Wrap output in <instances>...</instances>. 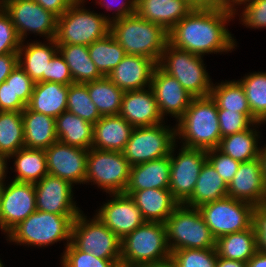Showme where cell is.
<instances>
[{
	"label": "cell",
	"mask_w": 266,
	"mask_h": 267,
	"mask_svg": "<svg viewBox=\"0 0 266 267\" xmlns=\"http://www.w3.org/2000/svg\"><path fill=\"white\" fill-rule=\"evenodd\" d=\"M0 267H4L2 260H0Z\"/></svg>",
	"instance_id": "03108f58"
},
{
	"label": "cell",
	"mask_w": 266,
	"mask_h": 267,
	"mask_svg": "<svg viewBox=\"0 0 266 267\" xmlns=\"http://www.w3.org/2000/svg\"><path fill=\"white\" fill-rule=\"evenodd\" d=\"M27 105L17 96L5 81L0 85V111L22 112Z\"/></svg>",
	"instance_id": "f907efd6"
},
{
	"label": "cell",
	"mask_w": 266,
	"mask_h": 267,
	"mask_svg": "<svg viewBox=\"0 0 266 267\" xmlns=\"http://www.w3.org/2000/svg\"><path fill=\"white\" fill-rule=\"evenodd\" d=\"M207 161L216 169L227 185L232 181L241 163L217 148L207 150Z\"/></svg>",
	"instance_id": "7dc6e473"
},
{
	"label": "cell",
	"mask_w": 266,
	"mask_h": 267,
	"mask_svg": "<svg viewBox=\"0 0 266 267\" xmlns=\"http://www.w3.org/2000/svg\"><path fill=\"white\" fill-rule=\"evenodd\" d=\"M45 151L48 174L74 184H85L87 149H81L60 141Z\"/></svg>",
	"instance_id": "e0dca14e"
},
{
	"label": "cell",
	"mask_w": 266,
	"mask_h": 267,
	"mask_svg": "<svg viewBox=\"0 0 266 267\" xmlns=\"http://www.w3.org/2000/svg\"><path fill=\"white\" fill-rule=\"evenodd\" d=\"M2 186H3V184H0V211H1V194H2Z\"/></svg>",
	"instance_id": "be15d7a7"
},
{
	"label": "cell",
	"mask_w": 266,
	"mask_h": 267,
	"mask_svg": "<svg viewBox=\"0 0 266 267\" xmlns=\"http://www.w3.org/2000/svg\"><path fill=\"white\" fill-rule=\"evenodd\" d=\"M137 267H176V265L173 259L169 257L162 261L147 263Z\"/></svg>",
	"instance_id": "94428289"
},
{
	"label": "cell",
	"mask_w": 266,
	"mask_h": 267,
	"mask_svg": "<svg viewBox=\"0 0 266 267\" xmlns=\"http://www.w3.org/2000/svg\"><path fill=\"white\" fill-rule=\"evenodd\" d=\"M217 239L223 235L244 231L253 225L257 209L252 203L225 197L198 208Z\"/></svg>",
	"instance_id": "7c38bea8"
},
{
	"label": "cell",
	"mask_w": 266,
	"mask_h": 267,
	"mask_svg": "<svg viewBox=\"0 0 266 267\" xmlns=\"http://www.w3.org/2000/svg\"><path fill=\"white\" fill-rule=\"evenodd\" d=\"M170 155L161 159L130 167L129 182L125 191L143 189H169Z\"/></svg>",
	"instance_id": "4316f807"
},
{
	"label": "cell",
	"mask_w": 266,
	"mask_h": 267,
	"mask_svg": "<svg viewBox=\"0 0 266 267\" xmlns=\"http://www.w3.org/2000/svg\"><path fill=\"white\" fill-rule=\"evenodd\" d=\"M21 42L9 14L0 5V55L18 53Z\"/></svg>",
	"instance_id": "f6af8a7d"
},
{
	"label": "cell",
	"mask_w": 266,
	"mask_h": 267,
	"mask_svg": "<svg viewBox=\"0 0 266 267\" xmlns=\"http://www.w3.org/2000/svg\"><path fill=\"white\" fill-rule=\"evenodd\" d=\"M61 256L62 267H118L112 260L100 259L93 254L81 251L71 242Z\"/></svg>",
	"instance_id": "7bdbcfd3"
},
{
	"label": "cell",
	"mask_w": 266,
	"mask_h": 267,
	"mask_svg": "<svg viewBox=\"0 0 266 267\" xmlns=\"http://www.w3.org/2000/svg\"><path fill=\"white\" fill-rule=\"evenodd\" d=\"M90 99L101 116L119 115L124 90L117 87L107 77L87 83Z\"/></svg>",
	"instance_id": "8d00e7d4"
},
{
	"label": "cell",
	"mask_w": 266,
	"mask_h": 267,
	"mask_svg": "<svg viewBox=\"0 0 266 267\" xmlns=\"http://www.w3.org/2000/svg\"><path fill=\"white\" fill-rule=\"evenodd\" d=\"M157 65L174 77L192 97L211 94L213 81L208 75L203 56L178 49L168 42Z\"/></svg>",
	"instance_id": "52a82bcc"
},
{
	"label": "cell",
	"mask_w": 266,
	"mask_h": 267,
	"mask_svg": "<svg viewBox=\"0 0 266 267\" xmlns=\"http://www.w3.org/2000/svg\"><path fill=\"white\" fill-rule=\"evenodd\" d=\"M232 6L239 0H227Z\"/></svg>",
	"instance_id": "e7e4bbea"
},
{
	"label": "cell",
	"mask_w": 266,
	"mask_h": 267,
	"mask_svg": "<svg viewBox=\"0 0 266 267\" xmlns=\"http://www.w3.org/2000/svg\"><path fill=\"white\" fill-rule=\"evenodd\" d=\"M84 2L75 0L57 18L54 38L57 44L89 46L110 33L111 17L86 9Z\"/></svg>",
	"instance_id": "5b68a950"
},
{
	"label": "cell",
	"mask_w": 266,
	"mask_h": 267,
	"mask_svg": "<svg viewBox=\"0 0 266 267\" xmlns=\"http://www.w3.org/2000/svg\"><path fill=\"white\" fill-rule=\"evenodd\" d=\"M88 52L98 71L104 77H107L126 55L124 49L110 33L89 45Z\"/></svg>",
	"instance_id": "f35d334b"
},
{
	"label": "cell",
	"mask_w": 266,
	"mask_h": 267,
	"mask_svg": "<svg viewBox=\"0 0 266 267\" xmlns=\"http://www.w3.org/2000/svg\"><path fill=\"white\" fill-rule=\"evenodd\" d=\"M45 10L51 11L57 17L61 16L75 0H35Z\"/></svg>",
	"instance_id": "11a10c76"
},
{
	"label": "cell",
	"mask_w": 266,
	"mask_h": 267,
	"mask_svg": "<svg viewBox=\"0 0 266 267\" xmlns=\"http://www.w3.org/2000/svg\"><path fill=\"white\" fill-rule=\"evenodd\" d=\"M79 214H55L36 210L15 226L6 236L18 245L48 247L57 242H71L72 223Z\"/></svg>",
	"instance_id": "277c9868"
},
{
	"label": "cell",
	"mask_w": 266,
	"mask_h": 267,
	"mask_svg": "<svg viewBox=\"0 0 266 267\" xmlns=\"http://www.w3.org/2000/svg\"><path fill=\"white\" fill-rule=\"evenodd\" d=\"M194 8H223L232 7L227 0H190Z\"/></svg>",
	"instance_id": "9f6ffc18"
},
{
	"label": "cell",
	"mask_w": 266,
	"mask_h": 267,
	"mask_svg": "<svg viewBox=\"0 0 266 267\" xmlns=\"http://www.w3.org/2000/svg\"><path fill=\"white\" fill-rule=\"evenodd\" d=\"M228 197L252 203L255 207L266 206V185L260 158L242 162L228 184Z\"/></svg>",
	"instance_id": "d6986e66"
},
{
	"label": "cell",
	"mask_w": 266,
	"mask_h": 267,
	"mask_svg": "<svg viewBox=\"0 0 266 267\" xmlns=\"http://www.w3.org/2000/svg\"><path fill=\"white\" fill-rule=\"evenodd\" d=\"M2 186L0 230L8 234L36 209L35 187L32 183L10 180Z\"/></svg>",
	"instance_id": "9a60e30c"
},
{
	"label": "cell",
	"mask_w": 266,
	"mask_h": 267,
	"mask_svg": "<svg viewBox=\"0 0 266 267\" xmlns=\"http://www.w3.org/2000/svg\"><path fill=\"white\" fill-rule=\"evenodd\" d=\"M258 251L266 254V208H257L253 215Z\"/></svg>",
	"instance_id": "f5cc1de1"
},
{
	"label": "cell",
	"mask_w": 266,
	"mask_h": 267,
	"mask_svg": "<svg viewBox=\"0 0 266 267\" xmlns=\"http://www.w3.org/2000/svg\"><path fill=\"white\" fill-rule=\"evenodd\" d=\"M95 215L121 240L146 221L132 197L126 193H110Z\"/></svg>",
	"instance_id": "2e32d148"
},
{
	"label": "cell",
	"mask_w": 266,
	"mask_h": 267,
	"mask_svg": "<svg viewBox=\"0 0 266 267\" xmlns=\"http://www.w3.org/2000/svg\"><path fill=\"white\" fill-rule=\"evenodd\" d=\"M47 42H21L18 50V65L36 82H47V68L52 57L58 52L55 39ZM25 44V45H24Z\"/></svg>",
	"instance_id": "cb8c5ba5"
},
{
	"label": "cell",
	"mask_w": 266,
	"mask_h": 267,
	"mask_svg": "<svg viewBox=\"0 0 266 267\" xmlns=\"http://www.w3.org/2000/svg\"><path fill=\"white\" fill-rule=\"evenodd\" d=\"M17 65L18 53L0 55V85L8 78Z\"/></svg>",
	"instance_id": "db71d44e"
},
{
	"label": "cell",
	"mask_w": 266,
	"mask_h": 267,
	"mask_svg": "<svg viewBox=\"0 0 266 267\" xmlns=\"http://www.w3.org/2000/svg\"><path fill=\"white\" fill-rule=\"evenodd\" d=\"M58 141L89 150L92 148L94 125L66 110L55 118Z\"/></svg>",
	"instance_id": "1f68e13d"
},
{
	"label": "cell",
	"mask_w": 266,
	"mask_h": 267,
	"mask_svg": "<svg viewBox=\"0 0 266 267\" xmlns=\"http://www.w3.org/2000/svg\"><path fill=\"white\" fill-rule=\"evenodd\" d=\"M210 96L215 100L218 109L237 111L245 114L253 123L259 122L252 115L244 89L238 80L213 83Z\"/></svg>",
	"instance_id": "d590c367"
},
{
	"label": "cell",
	"mask_w": 266,
	"mask_h": 267,
	"mask_svg": "<svg viewBox=\"0 0 266 267\" xmlns=\"http://www.w3.org/2000/svg\"><path fill=\"white\" fill-rule=\"evenodd\" d=\"M228 185L216 169L206 161L203 165L192 196L184 205L199 208L201 205L228 197Z\"/></svg>",
	"instance_id": "4dcf8cb0"
},
{
	"label": "cell",
	"mask_w": 266,
	"mask_h": 267,
	"mask_svg": "<svg viewBox=\"0 0 266 267\" xmlns=\"http://www.w3.org/2000/svg\"><path fill=\"white\" fill-rule=\"evenodd\" d=\"M221 137L249 129L254 123L243 113L218 109Z\"/></svg>",
	"instance_id": "bcb514c9"
},
{
	"label": "cell",
	"mask_w": 266,
	"mask_h": 267,
	"mask_svg": "<svg viewBox=\"0 0 266 267\" xmlns=\"http://www.w3.org/2000/svg\"><path fill=\"white\" fill-rule=\"evenodd\" d=\"M87 219L83 211L75 218L71 228V243L79 250L95 257L112 260L121 265V239L96 215Z\"/></svg>",
	"instance_id": "9c48e42d"
},
{
	"label": "cell",
	"mask_w": 266,
	"mask_h": 267,
	"mask_svg": "<svg viewBox=\"0 0 266 267\" xmlns=\"http://www.w3.org/2000/svg\"><path fill=\"white\" fill-rule=\"evenodd\" d=\"M69 85L55 82H36L27 107L53 118L67 110Z\"/></svg>",
	"instance_id": "f1b7e54d"
},
{
	"label": "cell",
	"mask_w": 266,
	"mask_h": 267,
	"mask_svg": "<svg viewBox=\"0 0 266 267\" xmlns=\"http://www.w3.org/2000/svg\"><path fill=\"white\" fill-rule=\"evenodd\" d=\"M171 252L179 249L215 248L216 238L198 208L180 204L165 222Z\"/></svg>",
	"instance_id": "ba28073f"
},
{
	"label": "cell",
	"mask_w": 266,
	"mask_h": 267,
	"mask_svg": "<svg viewBox=\"0 0 266 267\" xmlns=\"http://www.w3.org/2000/svg\"><path fill=\"white\" fill-rule=\"evenodd\" d=\"M8 160L9 158L7 156L0 153V184H4L6 181L5 179L8 173Z\"/></svg>",
	"instance_id": "91938a15"
},
{
	"label": "cell",
	"mask_w": 266,
	"mask_h": 267,
	"mask_svg": "<svg viewBox=\"0 0 266 267\" xmlns=\"http://www.w3.org/2000/svg\"><path fill=\"white\" fill-rule=\"evenodd\" d=\"M259 158H260V160L262 162V170H263V173H264V181H265V185H266V144H265V147L263 146L260 149Z\"/></svg>",
	"instance_id": "6125c7cd"
},
{
	"label": "cell",
	"mask_w": 266,
	"mask_h": 267,
	"mask_svg": "<svg viewBox=\"0 0 266 267\" xmlns=\"http://www.w3.org/2000/svg\"><path fill=\"white\" fill-rule=\"evenodd\" d=\"M176 267H216L217 252L215 248L179 249L171 252Z\"/></svg>",
	"instance_id": "b9f144b4"
},
{
	"label": "cell",
	"mask_w": 266,
	"mask_h": 267,
	"mask_svg": "<svg viewBox=\"0 0 266 267\" xmlns=\"http://www.w3.org/2000/svg\"><path fill=\"white\" fill-rule=\"evenodd\" d=\"M67 110L93 125L102 117L96 105L90 99L87 83H72L69 85Z\"/></svg>",
	"instance_id": "60d3db41"
},
{
	"label": "cell",
	"mask_w": 266,
	"mask_h": 267,
	"mask_svg": "<svg viewBox=\"0 0 266 267\" xmlns=\"http://www.w3.org/2000/svg\"><path fill=\"white\" fill-rule=\"evenodd\" d=\"M157 63L140 55H125L107 78L124 91L150 87Z\"/></svg>",
	"instance_id": "7402d4cb"
},
{
	"label": "cell",
	"mask_w": 266,
	"mask_h": 267,
	"mask_svg": "<svg viewBox=\"0 0 266 267\" xmlns=\"http://www.w3.org/2000/svg\"><path fill=\"white\" fill-rule=\"evenodd\" d=\"M176 147L177 144L170 153L169 190L180 204H184L194 192L200 171L207 161V150L181 146L176 155Z\"/></svg>",
	"instance_id": "5bb4252c"
},
{
	"label": "cell",
	"mask_w": 266,
	"mask_h": 267,
	"mask_svg": "<svg viewBox=\"0 0 266 267\" xmlns=\"http://www.w3.org/2000/svg\"><path fill=\"white\" fill-rule=\"evenodd\" d=\"M194 7L187 0H137L136 13L169 32Z\"/></svg>",
	"instance_id": "603a6c76"
},
{
	"label": "cell",
	"mask_w": 266,
	"mask_h": 267,
	"mask_svg": "<svg viewBox=\"0 0 266 267\" xmlns=\"http://www.w3.org/2000/svg\"><path fill=\"white\" fill-rule=\"evenodd\" d=\"M133 130L120 115L102 116L94 124L92 148L122 152Z\"/></svg>",
	"instance_id": "484cf974"
},
{
	"label": "cell",
	"mask_w": 266,
	"mask_h": 267,
	"mask_svg": "<svg viewBox=\"0 0 266 267\" xmlns=\"http://www.w3.org/2000/svg\"><path fill=\"white\" fill-rule=\"evenodd\" d=\"M245 92L252 115L266 123V71L245 74L238 80Z\"/></svg>",
	"instance_id": "ab89813d"
},
{
	"label": "cell",
	"mask_w": 266,
	"mask_h": 267,
	"mask_svg": "<svg viewBox=\"0 0 266 267\" xmlns=\"http://www.w3.org/2000/svg\"><path fill=\"white\" fill-rule=\"evenodd\" d=\"M216 267H247V263L218 257Z\"/></svg>",
	"instance_id": "680465c9"
},
{
	"label": "cell",
	"mask_w": 266,
	"mask_h": 267,
	"mask_svg": "<svg viewBox=\"0 0 266 267\" xmlns=\"http://www.w3.org/2000/svg\"><path fill=\"white\" fill-rule=\"evenodd\" d=\"M261 124L263 123H254L247 130L223 137L217 149L241 163L259 158L261 147L258 146V139L261 135L257 128Z\"/></svg>",
	"instance_id": "f546056e"
},
{
	"label": "cell",
	"mask_w": 266,
	"mask_h": 267,
	"mask_svg": "<svg viewBox=\"0 0 266 267\" xmlns=\"http://www.w3.org/2000/svg\"><path fill=\"white\" fill-rule=\"evenodd\" d=\"M120 1L118 2V0H96V3H98V5H101V7H106L105 9L107 11H112V9H114V6L112 7L113 2H117L118 6H115V11L112 13L113 17H111L112 22L116 19L124 18L126 16H130L136 13L137 0H124L125 2L123 0L121 2Z\"/></svg>",
	"instance_id": "816d5d0a"
},
{
	"label": "cell",
	"mask_w": 266,
	"mask_h": 267,
	"mask_svg": "<svg viewBox=\"0 0 266 267\" xmlns=\"http://www.w3.org/2000/svg\"><path fill=\"white\" fill-rule=\"evenodd\" d=\"M24 147L22 112L0 111V153L8 158Z\"/></svg>",
	"instance_id": "74e56055"
},
{
	"label": "cell",
	"mask_w": 266,
	"mask_h": 267,
	"mask_svg": "<svg viewBox=\"0 0 266 267\" xmlns=\"http://www.w3.org/2000/svg\"><path fill=\"white\" fill-rule=\"evenodd\" d=\"M215 249L218 257L247 263L258 251L253 225L244 231L226 234L217 238Z\"/></svg>",
	"instance_id": "d6a6232c"
},
{
	"label": "cell",
	"mask_w": 266,
	"mask_h": 267,
	"mask_svg": "<svg viewBox=\"0 0 266 267\" xmlns=\"http://www.w3.org/2000/svg\"><path fill=\"white\" fill-rule=\"evenodd\" d=\"M150 87L163 118L170 114L178 120L193 98L174 77L164 72L158 65L153 71Z\"/></svg>",
	"instance_id": "ffe728a7"
},
{
	"label": "cell",
	"mask_w": 266,
	"mask_h": 267,
	"mask_svg": "<svg viewBox=\"0 0 266 267\" xmlns=\"http://www.w3.org/2000/svg\"><path fill=\"white\" fill-rule=\"evenodd\" d=\"M171 257L167 229L159 222H145L121 240V265L137 267Z\"/></svg>",
	"instance_id": "8992f818"
},
{
	"label": "cell",
	"mask_w": 266,
	"mask_h": 267,
	"mask_svg": "<svg viewBox=\"0 0 266 267\" xmlns=\"http://www.w3.org/2000/svg\"><path fill=\"white\" fill-rule=\"evenodd\" d=\"M247 267H266V254L257 251L247 262Z\"/></svg>",
	"instance_id": "6f0895ef"
},
{
	"label": "cell",
	"mask_w": 266,
	"mask_h": 267,
	"mask_svg": "<svg viewBox=\"0 0 266 267\" xmlns=\"http://www.w3.org/2000/svg\"><path fill=\"white\" fill-rule=\"evenodd\" d=\"M119 115L134 128L165 122L151 87L125 91Z\"/></svg>",
	"instance_id": "44dd1931"
},
{
	"label": "cell",
	"mask_w": 266,
	"mask_h": 267,
	"mask_svg": "<svg viewBox=\"0 0 266 267\" xmlns=\"http://www.w3.org/2000/svg\"><path fill=\"white\" fill-rule=\"evenodd\" d=\"M243 6L240 22L251 29H266V0H239L232 8Z\"/></svg>",
	"instance_id": "ee69618b"
},
{
	"label": "cell",
	"mask_w": 266,
	"mask_h": 267,
	"mask_svg": "<svg viewBox=\"0 0 266 267\" xmlns=\"http://www.w3.org/2000/svg\"><path fill=\"white\" fill-rule=\"evenodd\" d=\"M14 159V181L36 184L48 174L46 154L41 149L20 148L9 159Z\"/></svg>",
	"instance_id": "e575fe53"
},
{
	"label": "cell",
	"mask_w": 266,
	"mask_h": 267,
	"mask_svg": "<svg viewBox=\"0 0 266 267\" xmlns=\"http://www.w3.org/2000/svg\"><path fill=\"white\" fill-rule=\"evenodd\" d=\"M0 5L9 14L21 41L26 42L28 33L46 40L55 38L58 17L35 0H0Z\"/></svg>",
	"instance_id": "4fadbf2b"
},
{
	"label": "cell",
	"mask_w": 266,
	"mask_h": 267,
	"mask_svg": "<svg viewBox=\"0 0 266 267\" xmlns=\"http://www.w3.org/2000/svg\"><path fill=\"white\" fill-rule=\"evenodd\" d=\"M130 164L122 152L90 148L86 160L85 184L93 182L106 193H124L129 182Z\"/></svg>",
	"instance_id": "30bf717a"
},
{
	"label": "cell",
	"mask_w": 266,
	"mask_h": 267,
	"mask_svg": "<svg viewBox=\"0 0 266 267\" xmlns=\"http://www.w3.org/2000/svg\"><path fill=\"white\" fill-rule=\"evenodd\" d=\"M110 34L126 55H140L159 63L169 42L168 32L137 13L110 22Z\"/></svg>",
	"instance_id": "3957f363"
},
{
	"label": "cell",
	"mask_w": 266,
	"mask_h": 267,
	"mask_svg": "<svg viewBox=\"0 0 266 267\" xmlns=\"http://www.w3.org/2000/svg\"><path fill=\"white\" fill-rule=\"evenodd\" d=\"M140 209L146 222L165 224L168 217L180 205L169 189H143L125 191Z\"/></svg>",
	"instance_id": "d4e9b609"
},
{
	"label": "cell",
	"mask_w": 266,
	"mask_h": 267,
	"mask_svg": "<svg viewBox=\"0 0 266 267\" xmlns=\"http://www.w3.org/2000/svg\"><path fill=\"white\" fill-rule=\"evenodd\" d=\"M176 142L181 146L209 150L219 146L221 137L218 106L209 95L193 97L185 113L177 120Z\"/></svg>",
	"instance_id": "7a4b0ae2"
},
{
	"label": "cell",
	"mask_w": 266,
	"mask_h": 267,
	"mask_svg": "<svg viewBox=\"0 0 266 267\" xmlns=\"http://www.w3.org/2000/svg\"><path fill=\"white\" fill-rule=\"evenodd\" d=\"M11 86L15 95H17L26 105L32 96L35 82L17 65L5 80Z\"/></svg>",
	"instance_id": "c3c4849f"
},
{
	"label": "cell",
	"mask_w": 266,
	"mask_h": 267,
	"mask_svg": "<svg viewBox=\"0 0 266 267\" xmlns=\"http://www.w3.org/2000/svg\"><path fill=\"white\" fill-rule=\"evenodd\" d=\"M175 144L176 128L162 122L134 128L122 153L130 166H134L169 156Z\"/></svg>",
	"instance_id": "8fae6325"
},
{
	"label": "cell",
	"mask_w": 266,
	"mask_h": 267,
	"mask_svg": "<svg viewBox=\"0 0 266 267\" xmlns=\"http://www.w3.org/2000/svg\"><path fill=\"white\" fill-rule=\"evenodd\" d=\"M36 209L55 214H80L82 210L73 198L74 187L57 176L47 174L34 184Z\"/></svg>",
	"instance_id": "ac0fdd59"
},
{
	"label": "cell",
	"mask_w": 266,
	"mask_h": 267,
	"mask_svg": "<svg viewBox=\"0 0 266 267\" xmlns=\"http://www.w3.org/2000/svg\"><path fill=\"white\" fill-rule=\"evenodd\" d=\"M24 125V147L46 150L58 141L55 118L30 110L22 111Z\"/></svg>",
	"instance_id": "83f0119b"
},
{
	"label": "cell",
	"mask_w": 266,
	"mask_h": 267,
	"mask_svg": "<svg viewBox=\"0 0 266 267\" xmlns=\"http://www.w3.org/2000/svg\"><path fill=\"white\" fill-rule=\"evenodd\" d=\"M238 10L232 7L194 8L168 32L169 43L200 56L231 52L236 49L237 42L226 27Z\"/></svg>",
	"instance_id": "6da1fadb"
},
{
	"label": "cell",
	"mask_w": 266,
	"mask_h": 267,
	"mask_svg": "<svg viewBox=\"0 0 266 267\" xmlns=\"http://www.w3.org/2000/svg\"><path fill=\"white\" fill-rule=\"evenodd\" d=\"M47 82H55L63 85L74 83L69 66L59 51L49 62L47 68Z\"/></svg>",
	"instance_id": "681fc988"
},
{
	"label": "cell",
	"mask_w": 266,
	"mask_h": 267,
	"mask_svg": "<svg viewBox=\"0 0 266 267\" xmlns=\"http://www.w3.org/2000/svg\"><path fill=\"white\" fill-rule=\"evenodd\" d=\"M58 51L69 66L74 83H88L103 78L89 56L88 46L58 44Z\"/></svg>",
	"instance_id": "836d02e7"
}]
</instances>
